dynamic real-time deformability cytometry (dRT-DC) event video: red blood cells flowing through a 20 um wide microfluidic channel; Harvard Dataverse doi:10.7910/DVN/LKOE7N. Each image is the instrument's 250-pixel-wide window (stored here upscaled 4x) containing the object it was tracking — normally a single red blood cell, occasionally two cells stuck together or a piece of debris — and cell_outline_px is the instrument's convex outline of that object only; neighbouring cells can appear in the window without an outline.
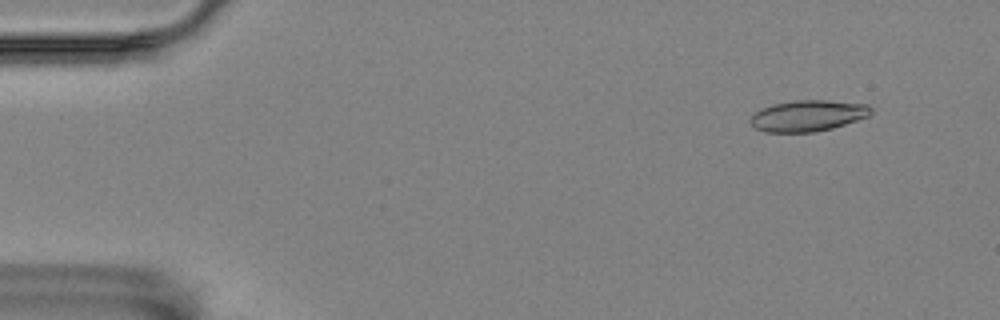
{"species": "Egyptian fruit bat (a non-hibernating species)", "species_latin": "Rousettus aegyptiacus", "temperature_condition": "room temperature", "stored_images_in_passage": 50, "camera_frame_rate_fps": 3000, "um_per_image_px": 0.085, "animal": {"sex": "female"}, "frame": {"image": 1, "passage_image": 1, "time_ms": 0.0, "image_size_px": [1000, 320], "cell_outline_px": [[872, 116], [832, 128], [816, 132], [764, 132], [756, 128], [748, 120], [760, 108], [772, 104], [792, 100], [824, 100], [868, 104], [872, 108]], "centroid_in_image_um": [68.69, 9.83], "position_along_channel_um": 16.3, "area_um2": 22.14}}
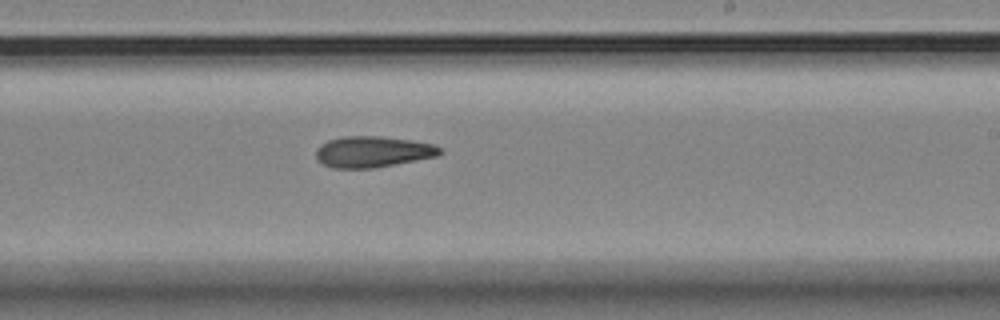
{"frame": {"image": 2, "passage_image": 30, "time_ms": 9.667, "image_size_px": [1000, 320], "cell_outline_px": [[440, 152], [436, 156], [372, 168], [332, 168], [316, 160], [316, 148], [320, 144], [328, 140], [344, 136], [376, 136], [408, 140], [432, 144], [440, 148]], "centroid_in_image_um": [31.59, 12.9], "position_along_channel_um": 257.4, "area_um2": 22.08}}
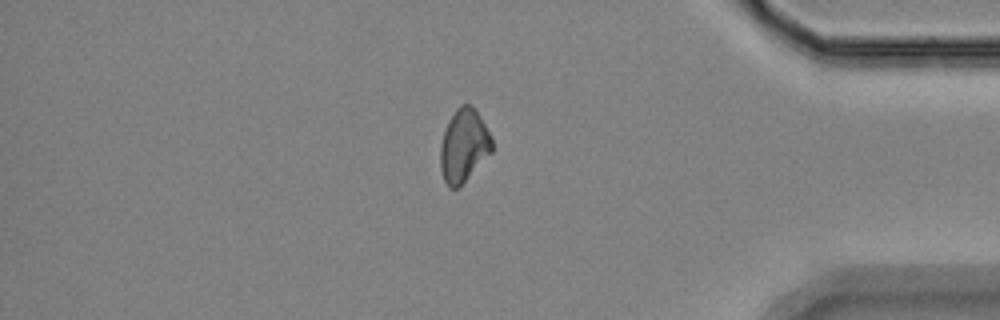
{"frame": {"image": 3, "passage_image": 44, "time_ms": 14.333, "image_size_px": [1000, 320], "cell_outline_px": [[492, 152], [456, 188], [448, 188], [444, 180], [440, 168], [440, 144], [448, 120], [456, 108], [460, 104], [472, 104], [480, 116], [492, 140]], "centroid_in_image_um": [39.39, 12.34], "position_along_channel_um": 395.8, "area_um2": 21.68}, "authors_computed_cell_mechanics": {"area_um2": 22.1663, "velocity_mm_per_s": 3.5369, "shape_relaxation_time_tau1_ms": null, "shape_relaxation_time_tau2_ms": 11.1006, "deformation_change_tau1": null, "deformation_change_tau2": 0.2022}}